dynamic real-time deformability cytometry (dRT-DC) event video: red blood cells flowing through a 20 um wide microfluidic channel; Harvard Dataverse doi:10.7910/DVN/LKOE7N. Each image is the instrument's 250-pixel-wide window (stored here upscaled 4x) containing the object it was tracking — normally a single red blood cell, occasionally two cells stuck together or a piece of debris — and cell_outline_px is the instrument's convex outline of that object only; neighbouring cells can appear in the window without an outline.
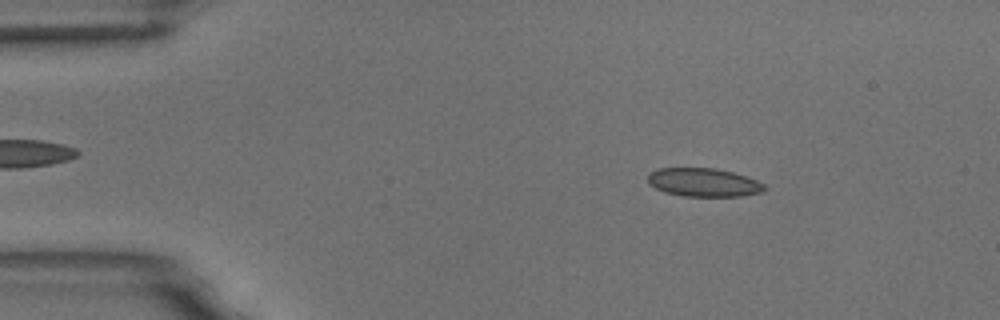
{"species": "common noctule bat (a hibernating species)", "species_latin": "Nyctalus noctula", "temperature_condition": "room temperature", "stored_images_in_passage": 4, "camera_frame_rate_fps": 3000, "um_per_image_px": 0.085, "animal": {"sex": "male", "body_mass_g": 18.8}, "frame": {"image": 1, "passage_image": 2, "time_ms": 1.0, "image_size_px": [1000, 320], "cell_outline_px": [[768, 188], [764, 192], [740, 196], [684, 196], [664, 192], [648, 184], [648, 172], [656, 168], [716, 168], [732, 172], [756, 180], [764, 184]], "centroid_in_image_um": [59.79, 15.5], "position_along_channel_um": 25.2, "area_um2": 19.48}}